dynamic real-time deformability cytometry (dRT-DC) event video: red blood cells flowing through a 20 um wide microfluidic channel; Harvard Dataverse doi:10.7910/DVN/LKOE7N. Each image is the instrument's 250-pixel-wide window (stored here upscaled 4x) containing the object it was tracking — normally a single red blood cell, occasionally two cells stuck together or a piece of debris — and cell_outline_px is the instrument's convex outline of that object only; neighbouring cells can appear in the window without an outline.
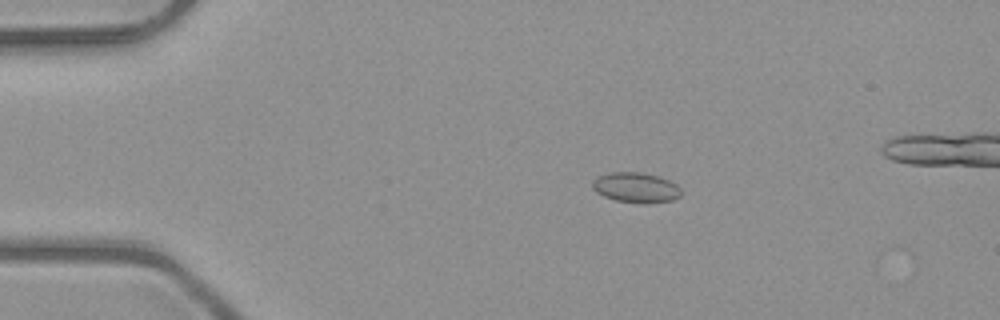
{"species": "common noctule bat (a hibernating species)", "species_latin": "Nyctalus noctula", "temperature_condition": "room temperature", "stored_images_in_passage": 7, "camera_frame_rate_fps": 3000, "um_per_image_px": 0.085, "animal": {"sex": "male", "body_mass_g": 23.1, "forearm_length_mm": 52.7}, "frame": {"image": 1, "passage_image": 3, "time_ms": 0.667, "image_size_px": [1000, 320], "cell_outline_px": [[680, 196], [672, 200], [640, 204], [616, 200], [604, 196], [596, 192], [592, 188], [592, 180], [596, 176], [608, 172], [640, 172], [660, 176], [676, 184], [680, 188]], "centroid_in_image_um": [54.01, 15.93], "position_along_channel_um": 31.0, "area_um2": 15.72}}
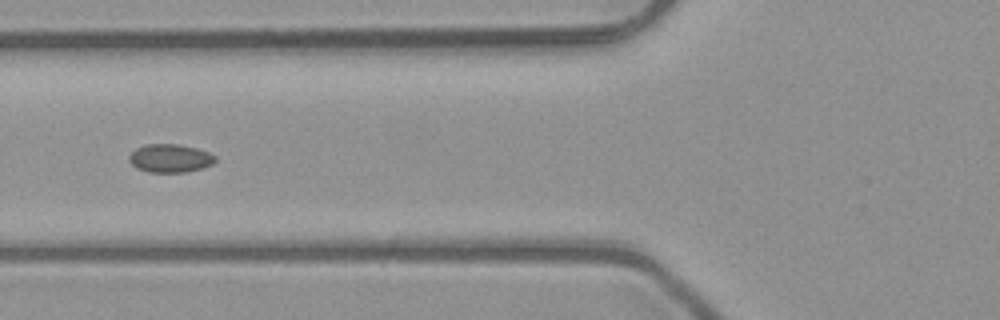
{"frame": {"image": 2, "passage_image": 6, "time_ms": 1.667, "image_size_px": [1000, 320], "cell_outline_px": [[216, 160], [212, 164], [200, 168], [184, 172], [148, 172], [136, 168], [128, 160], [128, 156], [136, 148], [144, 144], [176, 144], [196, 148], [208, 152], [216, 156]], "centroid_in_image_um": [14.42, 13.45], "position_along_channel_um": 111.4, "area_um2": 14.16}}
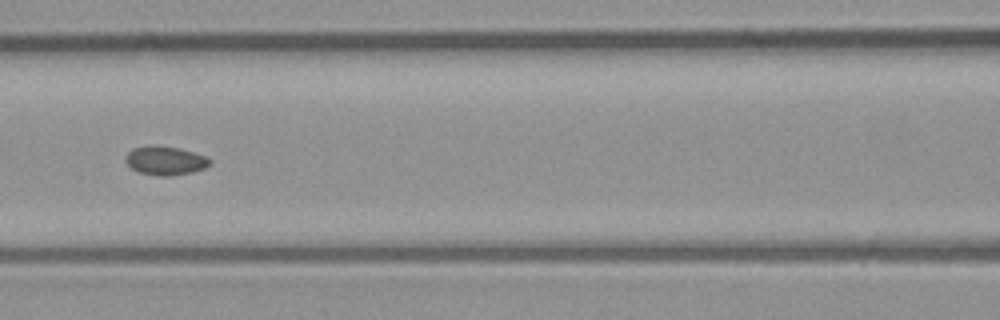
{"frame": {"image": 3, "passage_image": 7, "time_ms": 2.0, "image_size_px": [1000, 320], "cell_outline_px": [[212, 164], [204, 168], [192, 172], [172, 176], [160, 176], [136, 172], [124, 160], [124, 156], [132, 148], [180, 148], [204, 156], [212, 160]], "centroid_in_image_um": [14.06, 13.7], "position_along_channel_um": 152.5, "area_um2": 13.7}}